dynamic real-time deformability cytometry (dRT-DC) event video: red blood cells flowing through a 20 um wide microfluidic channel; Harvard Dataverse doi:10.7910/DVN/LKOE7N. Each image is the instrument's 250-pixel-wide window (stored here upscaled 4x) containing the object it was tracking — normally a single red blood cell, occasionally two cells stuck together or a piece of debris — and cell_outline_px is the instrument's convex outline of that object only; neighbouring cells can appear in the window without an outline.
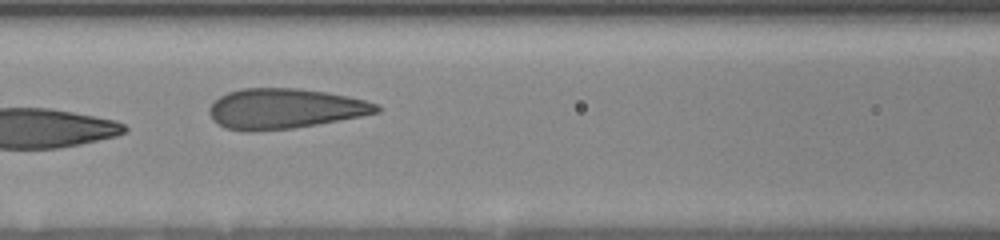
{"species": "human", "species_latin": "Homo sapiens", "temperature_condition": "room temperature", "stored_images_in_passage": 41, "camera_frame_rate_fps": 3000, "um_per_image_px": 0.085, "donor": {"sex": "female"}, "frame": {"image": 1, "passage_image": 19, "time_ms": 8.667, "image_size_px": [1000, 240], "cell_outline_px": [[380, 112], [360, 116], [316, 124], [292, 128], [224, 128], [212, 120], [208, 112], [208, 108], [220, 96], [228, 92], [244, 88], [300, 88], [348, 96], [364, 100], [376, 104], [380, 108]], "centroid_in_image_um": [24.21, 9.19], "position_along_channel_um": 142.4, "area_um2": 38.03}}